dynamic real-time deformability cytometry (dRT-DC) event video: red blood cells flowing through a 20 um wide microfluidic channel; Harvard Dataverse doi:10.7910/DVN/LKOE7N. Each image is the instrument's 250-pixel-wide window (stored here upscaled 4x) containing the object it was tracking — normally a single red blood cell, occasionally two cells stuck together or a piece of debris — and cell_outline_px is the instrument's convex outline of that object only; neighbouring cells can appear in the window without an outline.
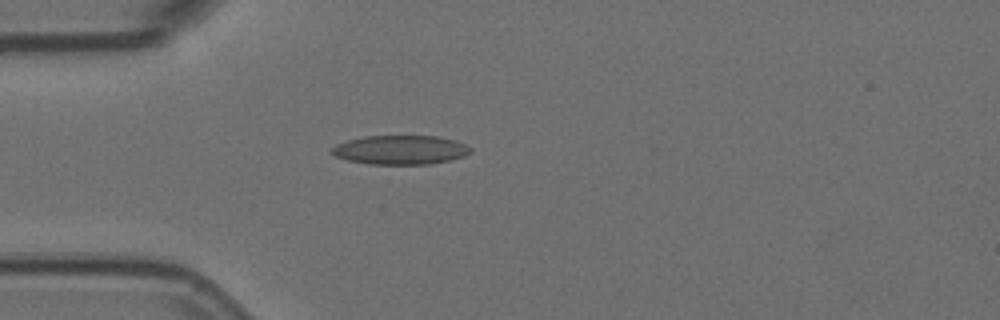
{"species": "Egyptian fruit bat (a non-hibernating species)", "species_latin": "Rousettus aegyptiacus", "temperature_condition": "room temperature", "stored_images_in_passage": 5, "camera_frame_rate_fps": 3000, "um_per_image_px": 0.085, "animal": {"sex": "female"}, "frame": {"image": 1, "passage_image": 5, "time_ms": 1.333, "image_size_px": [1000, 320], "cell_outline_px": [[472, 152], [464, 156], [448, 160], [428, 164], [368, 164], [348, 160], [336, 156], [332, 152], [332, 148], [336, 144], [348, 140], [364, 136], [436, 136], [452, 140], [464, 144], [472, 148]], "centroid_in_image_um": [34.03, 12.74], "position_along_channel_um": 51.0, "area_um2": 23.29}}